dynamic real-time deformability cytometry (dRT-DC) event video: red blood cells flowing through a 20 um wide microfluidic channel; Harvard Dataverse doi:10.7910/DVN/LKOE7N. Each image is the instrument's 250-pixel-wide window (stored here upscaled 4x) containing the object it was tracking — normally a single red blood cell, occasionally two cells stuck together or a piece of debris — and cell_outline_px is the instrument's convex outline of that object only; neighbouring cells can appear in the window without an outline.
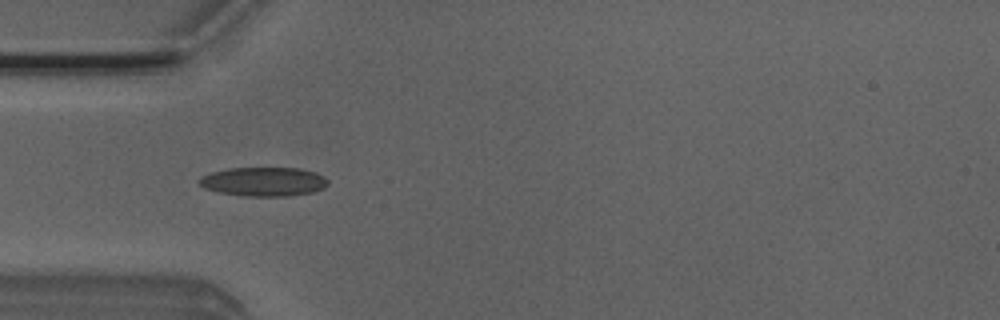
{"species": "Egyptian fruit bat (a non-hibernating species)", "species_latin": "Rousettus aegyptiacus", "temperature_condition": "room temperature", "stored_images_in_passage": 8, "camera_frame_rate_fps": 3000, "um_per_image_px": 0.085, "animal": {"sex": "male"}, "frame": {"image": 1, "passage_image": 3, "time_ms": 0.667, "image_size_px": [1000, 320], "cell_outline_px": [[328, 184], [324, 188], [312, 192], [288, 196], [240, 196], [216, 192], [204, 188], [196, 180], [200, 176], [212, 172], [228, 168], [300, 168], [316, 172], [324, 176], [328, 180]], "centroid_in_image_um": [22.38, 15.44], "position_along_channel_um": 62.6, "area_um2": 22.08}}
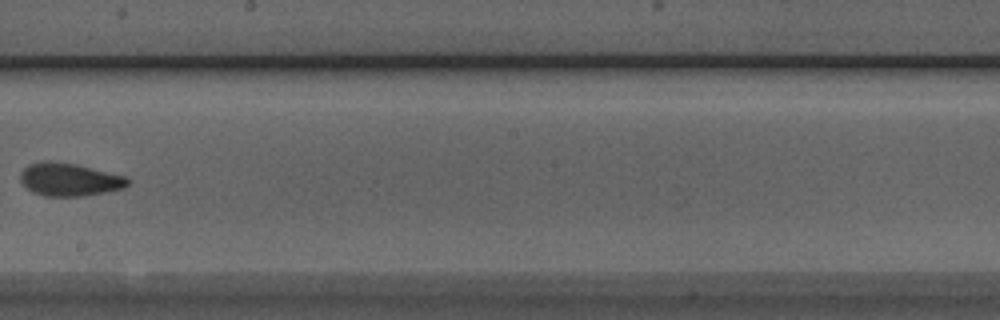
{"frame": {"image": 2, "passage_image": 7, "time_ms": 2.0, "image_size_px": [1000, 320], "cell_outline_px": [[132, 180], [124, 188], [84, 196], [44, 196], [32, 192], [20, 180], [20, 172], [28, 164], [40, 160], [52, 160], [76, 164], [124, 176]], "centroid_in_image_um": [5.87, 15.24], "position_along_channel_um": 242.3, "area_um2": 20.75}}
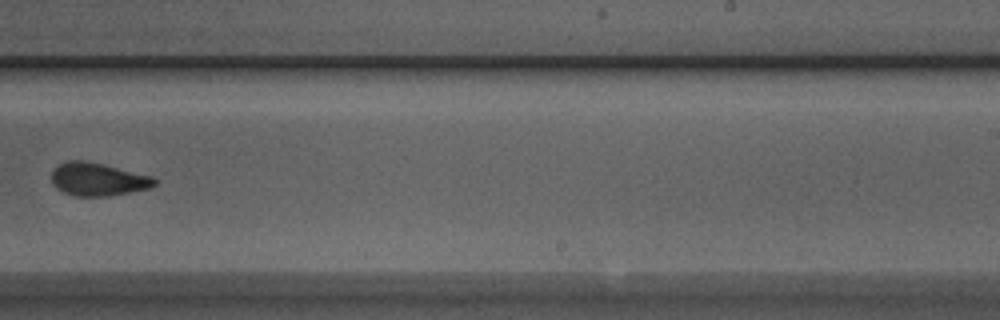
{"frame": {"image": 3, "passage_image": 8, "time_ms": 2.333, "image_size_px": [1000, 320], "cell_outline_px": [[156, 184], [148, 188], [108, 196], [72, 196], [56, 188], [52, 184], [52, 168], [68, 160], [84, 160], [104, 164], [152, 176], [156, 180]], "centroid_in_image_um": [8.28, 15.23], "position_along_channel_um": 280.7, "area_um2": 19.83}}